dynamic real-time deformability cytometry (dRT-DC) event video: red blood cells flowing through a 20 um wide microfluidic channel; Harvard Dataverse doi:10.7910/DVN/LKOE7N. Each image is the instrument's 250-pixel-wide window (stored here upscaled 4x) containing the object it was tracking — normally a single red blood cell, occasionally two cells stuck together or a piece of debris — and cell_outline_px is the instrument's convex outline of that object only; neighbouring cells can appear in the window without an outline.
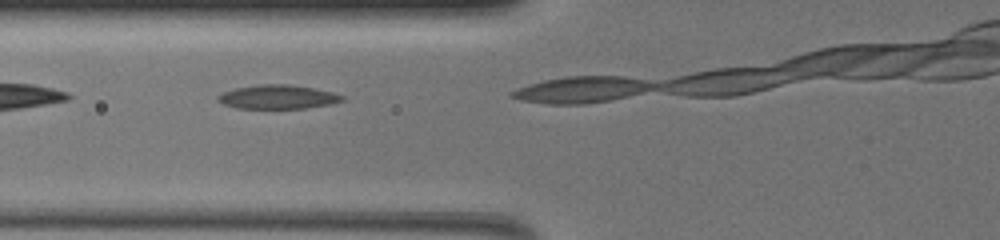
{"species": "common noctule bat (a hibernating species)", "species_latin": "Nyctalus noctula", "temperature_condition": "warm", "stored_images_in_passage": 13, "camera_frame_rate_fps": 3000, "um_per_image_px": 0.085, "animal": {"sex": "female", "body_mass_g": 19.5, "forearm_length_mm": 54.1}, "frame": {"image": 1, "passage_image": 4, "time_ms": 1.0, "image_size_px": [1000, 240], "cell_outline_px": [[344, 100], [328, 104], [304, 108], [236, 108], [224, 104], [216, 100], [216, 96], [224, 92], [236, 88], [256, 84], [288, 84], [312, 88], [332, 92], [344, 96]], "centroid_in_image_um": [23.56, 8.23], "position_along_channel_um": 102.2, "area_um2": 17.17}}